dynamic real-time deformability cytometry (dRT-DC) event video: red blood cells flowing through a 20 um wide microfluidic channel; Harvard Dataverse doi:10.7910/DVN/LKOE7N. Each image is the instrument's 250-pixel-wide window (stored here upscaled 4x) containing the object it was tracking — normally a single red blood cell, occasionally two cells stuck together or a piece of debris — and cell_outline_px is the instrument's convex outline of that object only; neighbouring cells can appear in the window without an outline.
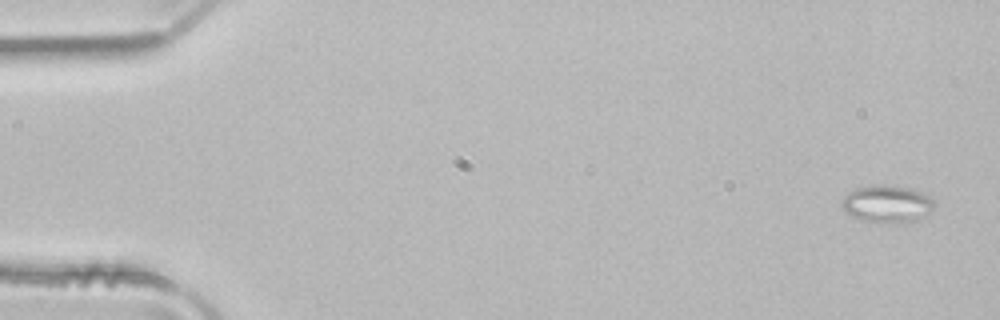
{"species": "common noctule bat (a hibernating species)", "species_latin": "Nyctalus noctula", "temperature_condition": "room temperature", "stored_images_in_passage": 50, "segment_of_instrument_passage": [1, 2], "camera_frame_rate_fps": 3000, "um_per_image_px": 0.085, "animal": {"sex": "male", "body_mass_g": 21.5, "forearm_length_mm": 52.0}, "frame": {"image": 1, "passage_image": 1, "time_ms": 0.0, "image_size_px": [1000, 320], "cell_outline_px": [[936, 204], [924, 216], [916, 220], [900, 224], [884, 224], [860, 220], [852, 216], [840, 204], [840, 200], [848, 192], [856, 188], [876, 184], [888, 184], [912, 188], [928, 196]], "centroid_in_image_um": [75.38, 17.34], "position_along_channel_um": 9.6, "area_um2": 20.52}}
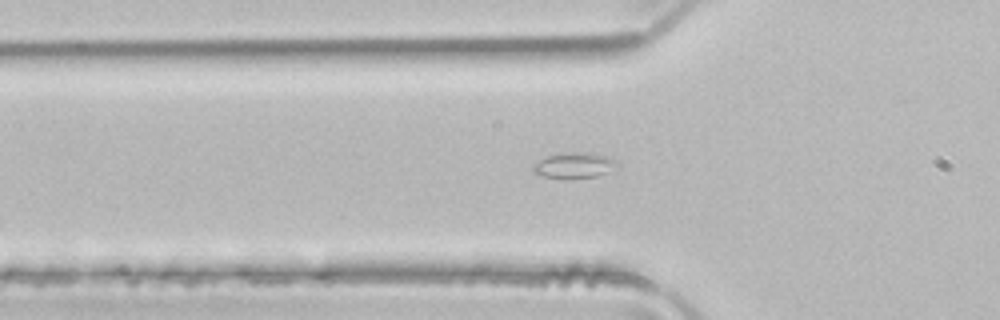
{"frame": {"image": 2, "passage_image": 16, "time_ms": 5.0, "image_size_px": [1000, 320], "cell_outline_px": [[620, 164], [596, 176], [544, 176], [532, 172], [532, 168], [540, 160], [548, 156], [572, 152], [592, 152], [608, 156], [616, 160]], "centroid_in_image_um": [48.85, 14.0], "position_along_channel_um": 76.9, "area_um2": 11.79}}